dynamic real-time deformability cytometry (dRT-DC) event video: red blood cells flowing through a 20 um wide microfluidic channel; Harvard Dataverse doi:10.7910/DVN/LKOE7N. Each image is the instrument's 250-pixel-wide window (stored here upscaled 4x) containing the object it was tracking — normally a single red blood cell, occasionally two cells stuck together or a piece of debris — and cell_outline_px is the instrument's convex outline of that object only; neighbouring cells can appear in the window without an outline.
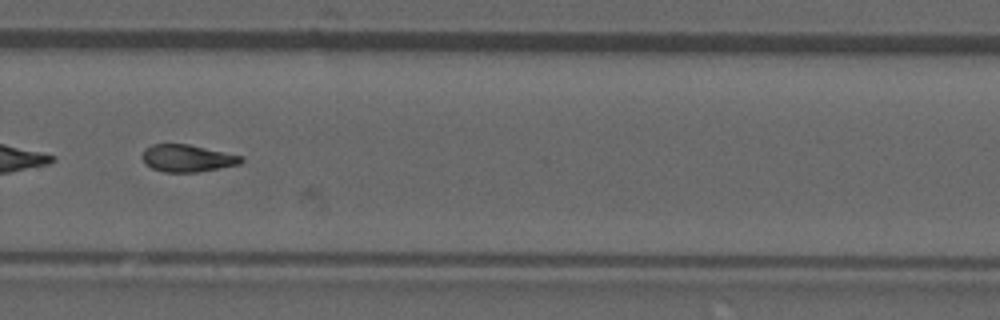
{"species": "common noctule bat (a hibernating species)", "species_latin": "Nyctalus noctula", "temperature_condition": "room temperature", "stored_images_in_passage": 40, "camera_frame_rate_fps": 3000, "um_per_image_px": 0.085, "animal": {"sex": "male", "forearm_length_mm": 52.5}, "frame": {"image": 1, "passage_image": 23, "time_ms": 7.333, "image_size_px": [1000, 320], "cell_outline_px": [[244, 160], [240, 164], [200, 172], [164, 172], [152, 168], [144, 164], [144, 148], [152, 144], [188, 144], [244, 156]], "centroid_in_image_um": [15.95, 13.45], "position_along_channel_um": 313.8, "area_um2": 15.72}, "authors_computed_cell_mechanics": {"area_um2": 16.184, "velocity_mm_per_s": 3.9461, "shape_relaxation_time_tau1_ms": null, "shape_relaxation_time_tau2_ms": 7.9658, "deformation_change_tau1": null, "deformation_change_tau2": 0.1832}}